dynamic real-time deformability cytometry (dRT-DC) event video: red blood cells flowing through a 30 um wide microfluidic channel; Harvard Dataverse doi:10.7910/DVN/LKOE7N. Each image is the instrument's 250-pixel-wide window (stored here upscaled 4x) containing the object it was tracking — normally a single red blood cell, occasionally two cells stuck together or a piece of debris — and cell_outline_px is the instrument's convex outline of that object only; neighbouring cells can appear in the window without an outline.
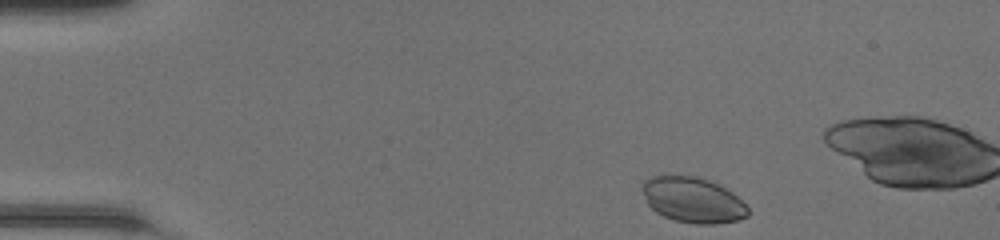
{"species": "common noctule bat (a hibernating species)", "species_latin": "Nyctalus noctula", "temperature_condition": "room temperature", "stored_images_in_passage": 43, "camera_frame_rate_fps": 3000, "um_per_image_px": 0.085, "animal": {"sex": "female", "body_mass_g": 20.0, "forearm_length_mm": 54.0}, "frame": {"image": 1, "passage_image": 1, "time_ms": 0.0, "image_size_px": [1000, 240], "cell_outline_px": [[748, 216], [736, 220], [716, 224], [696, 224], [676, 220], [664, 216], [656, 212], [648, 204], [640, 188], [640, 184], [644, 180], [652, 176], [696, 176], [708, 180], [732, 192], [748, 208]], "centroid_in_image_um": [58.85, 16.99], "position_along_channel_um": 26.1, "area_um2": 27.74}}
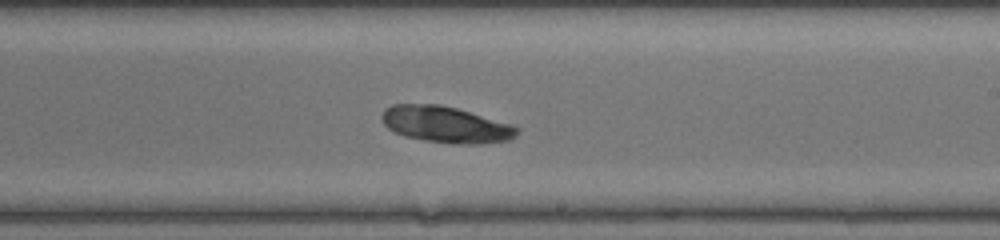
{"frame": {"image": 2, "passage_image": 23, "time_ms": 7.333, "image_size_px": [1000, 240], "cell_outline_px": [[520, 132], [512, 140], [480, 144], [460, 144], [424, 140], [404, 136], [388, 128], [384, 124], [380, 116], [384, 108], [392, 104], [440, 104], [456, 108], [512, 124], [520, 128]], "centroid_in_image_um": [37.91, 10.58], "position_along_channel_um": 251.1, "area_um2": 28.84}}
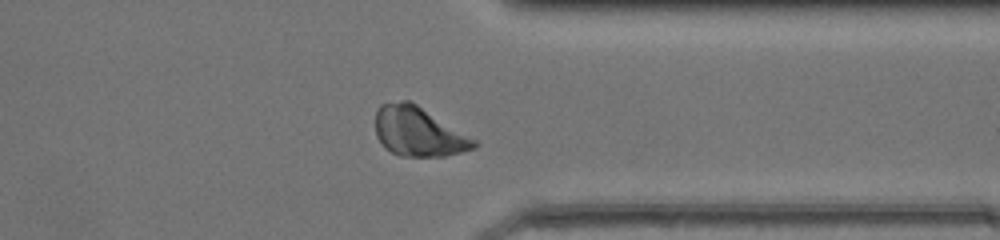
{"frame": {"image": 3, "passage_image": 32, "time_ms": 10.333, "image_size_px": [1000, 240], "cell_outline_px": [[480, 144], [476, 148], [444, 156], [400, 156], [384, 148], [376, 136], [376, 108], [380, 104], [400, 100], [408, 100], [416, 104], [476, 140]], "centroid_in_image_um": [35.54, 11.19], "position_along_channel_um": 375.9, "area_um2": 28.26}}